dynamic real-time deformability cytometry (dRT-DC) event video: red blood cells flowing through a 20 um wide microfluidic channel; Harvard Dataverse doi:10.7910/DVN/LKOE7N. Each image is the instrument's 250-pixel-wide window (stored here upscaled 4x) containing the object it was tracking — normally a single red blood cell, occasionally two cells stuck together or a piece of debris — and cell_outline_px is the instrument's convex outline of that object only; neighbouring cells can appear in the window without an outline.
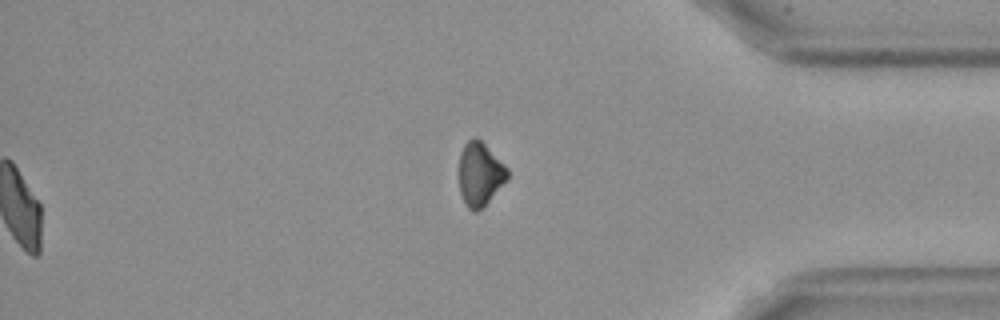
{"species": "Egyptian fruit bat (a non-hibernating species)", "species_latin": "Rousettus aegyptiacus", "temperature_condition": "cold", "stored_images_in_passage": 43, "segment_of_instrument_passage": [2, 2], "camera_frame_rate_fps": 3000, "um_per_image_px": 0.085, "frame": {"image": 1, "passage_image": 43, "time_ms": 14.0, "image_size_px": [1000, 320], "cell_outline_px": [[508, 180], [476, 212], [472, 212], [468, 208], [460, 192], [460, 152], [464, 144], [472, 136], [476, 136], [508, 168]], "centroid_in_image_um": [40.79, 14.77], "position_along_channel_um": 394.4, "area_um2": 17.63}}